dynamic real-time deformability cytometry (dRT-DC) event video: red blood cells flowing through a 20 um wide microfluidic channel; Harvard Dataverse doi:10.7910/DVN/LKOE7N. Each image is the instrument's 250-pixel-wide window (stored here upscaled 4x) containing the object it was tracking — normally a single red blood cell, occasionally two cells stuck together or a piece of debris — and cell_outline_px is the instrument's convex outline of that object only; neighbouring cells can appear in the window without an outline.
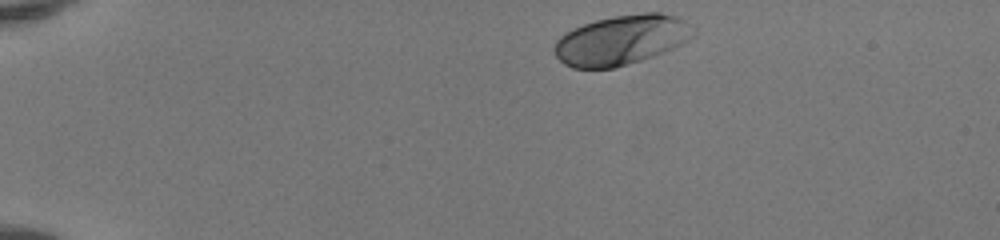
{"species": "human", "species_latin": "Homo sapiens", "temperature_condition": "room temperature", "stored_images_in_passage": 39, "camera_frame_rate_fps": 3000, "um_per_image_px": 0.085, "donor": {"sex": "female"}, "frame": {"image": 1, "passage_image": 1, "time_ms": 0.0, "image_size_px": [1000, 240], "cell_outline_px": [[696, 36], [664, 52], [616, 68], [572, 68], [564, 64], [552, 52], [552, 48], [556, 40], [564, 32], [572, 28], [596, 20], [616, 16], [644, 12], [660, 12], [676, 16], [684, 20], [696, 28]], "centroid_in_image_um": [52.81, 3.39], "position_along_channel_um": 32.2, "area_um2": 40.63}}
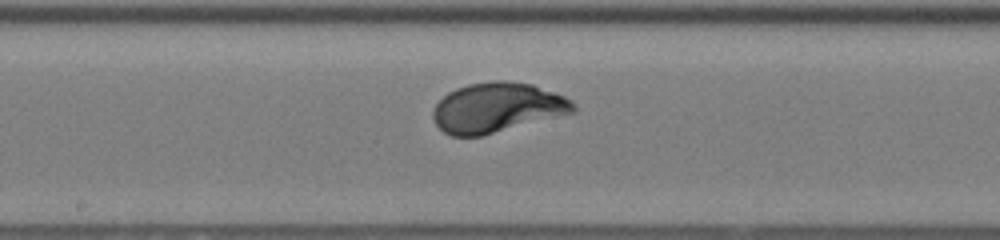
{"frame": {"image": 2, "passage_image": 20, "time_ms": 6.333, "image_size_px": [1000, 240], "cell_outline_px": [[576, 108], [572, 112], [480, 136], [452, 136], [444, 132], [436, 124], [432, 116], [432, 108], [448, 92], [456, 88], [468, 84], [492, 80], [508, 80], [532, 84], [564, 96], [572, 100], [576, 104]], "centroid_in_image_um": [42.22, 9.12], "position_along_channel_um": 206.0, "area_um2": 40.4}}
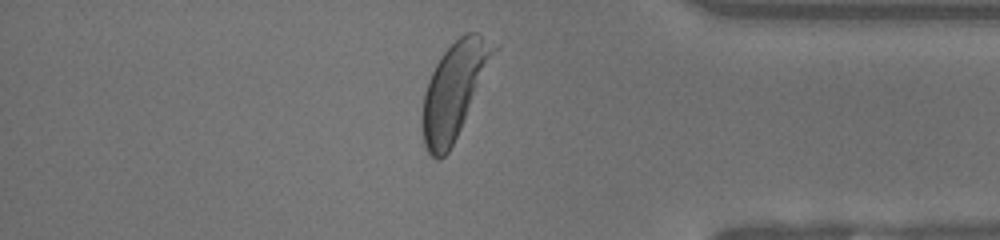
{"frame": {"image": 3, "passage_image": 35, "time_ms": 11.333, "image_size_px": [1000, 240], "cell_outline_px": [[500, 48], [448, 152], [440, 160], [436, 160], [428, 152], [424, 144], [424, 92], [428, 80], [440, 56], [460, 36], [468, 32], [476, 32], [500, 44]], "centroid_in_image_um": [38.68, 7.59], "position_along_channel_um": 396.5, "area_um2": 39.07}, "authors_computed_cell_mechanics": {"area_um2": 40.0554, "velocity_mm_per_s": 4.1034, "shape_relaxation_time_tau1_ms": 2.0787, "shape_relaxation_time_tau2_ms": null, "deformation_change_tau1": 0.1612, "deformation_change_tau2": null}}